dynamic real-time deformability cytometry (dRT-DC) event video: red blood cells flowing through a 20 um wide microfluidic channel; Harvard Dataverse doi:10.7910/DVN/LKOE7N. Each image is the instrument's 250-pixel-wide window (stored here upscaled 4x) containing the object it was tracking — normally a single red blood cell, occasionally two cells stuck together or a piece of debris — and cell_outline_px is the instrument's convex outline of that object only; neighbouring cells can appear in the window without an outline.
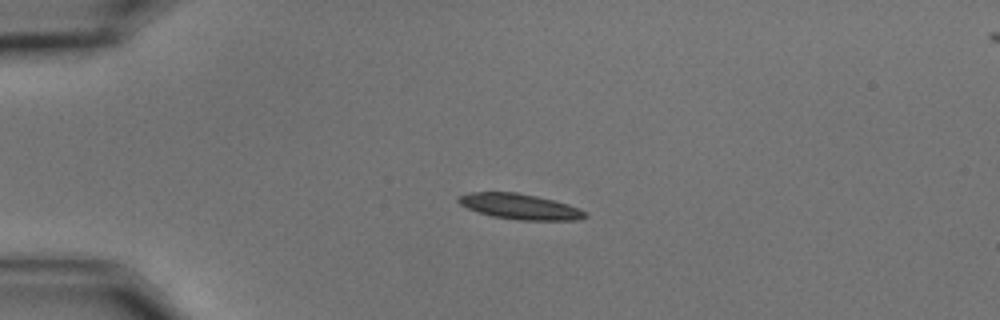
{"species": "common noctule bat (a hibernating species)", "species_latin": "Nyctalus noctula", "temperature_condition": "cold", "stored_images_in_passage": 13, "camera_frame_rate_fps": 3000, "um_per_image_px": 0.085, "animal": {"sex": "male", "body_mass_g": 15.6}, "frame": {"image": 1, "passage_image": 1, "time_ms": 0.0, "image_size_px": [1000, 320], "cell_outline_px": [[588, 216], [580, 220], [516, 220], [492, 216], [476, 212], [460, 204], [456, 200], [460, 196], [468, 192], [516, 192], [536, 196], [568, 204], [580, 208], [588, 212]], "centroid_in_image_um": [44.21, 17.56], "position_along_channel_um": 40.8, "area_um2": 18.96}}